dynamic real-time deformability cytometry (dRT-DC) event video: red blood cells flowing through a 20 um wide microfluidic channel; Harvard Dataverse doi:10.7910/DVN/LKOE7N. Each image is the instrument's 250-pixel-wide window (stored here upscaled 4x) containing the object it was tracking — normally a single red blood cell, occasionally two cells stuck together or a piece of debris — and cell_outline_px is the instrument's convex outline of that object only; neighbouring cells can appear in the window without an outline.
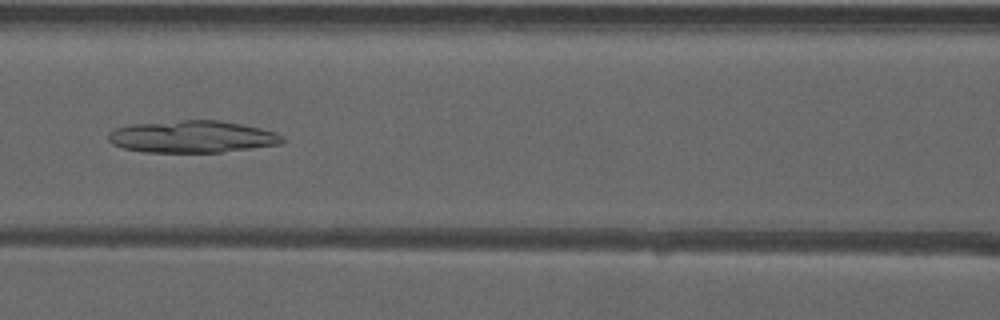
{"species": "common noctule bat (a hibernating species)", "species_latin": "Nyctalus noctula", "temperature_condition": "warm", "stored_images_in_passage": 51, "camera_frame_rate_fps": 3000, "um_per_image_px": 0.085, "animal": {"sex": "male", "forearm_length_mm": 52.5}, "frame": {"image": 1, "passage_image": 23, "time_ms": 7.333, "image_size_px": [1000, 320], "cell_outline_px": [[284, 140], [280, 144], [220, 152], [144, 152], [124, 148], [112, 144], [108, 140], [108, 132], [116, 128], [132, 124], [180, 120], [220, 120], [260, 128], [276, 132], [284, 136]], "centroid_in_image_um": [16.32, 11.61], "position_along_channel_um": 150.3, "area_um2": 32.48}}
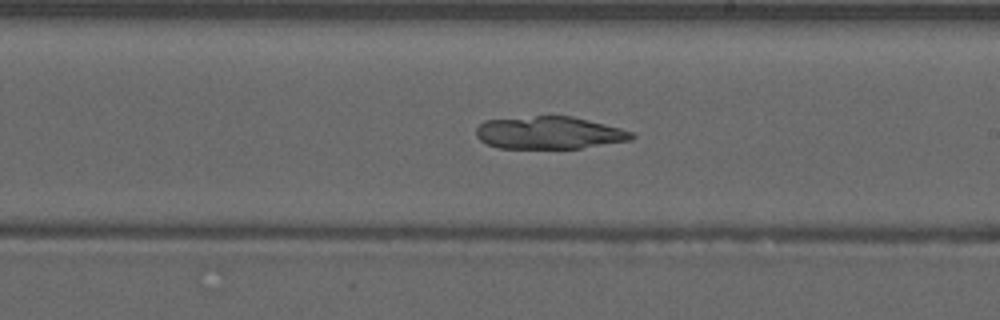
{"frame": {"image": 2, "passage_image": 30, "time_ms": 9.667, "image_size_px": [1000, 320], "cell_outline_px": [[636, 136], [632, 140], [580, 148], [500, 148], [488, 144], [480, 140], [476, 136], [476, 128], [484, 120], [536, 116], [572, 116], [620, 128], [632, 132]], "centroid_in_image_um": [46.68, 11.29], "position_along_channel_um": 242.3, "area_um2": 29.36}}
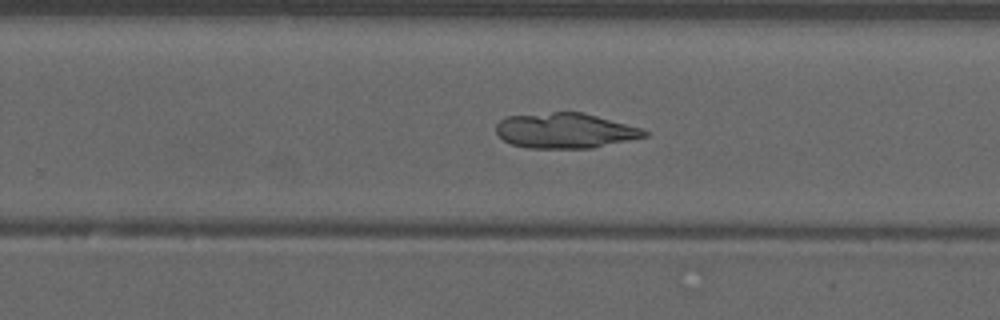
{"frame": {"image": 3, "passage_image": 33, "time_ms": 10.667, "image_size_px": [1000, 320], "cell_outline_px": [[648, 136], [592, 148], [528, 148], [512, 144], [504, 140], [496, 132], [496, 124], [500, 120], [508, 116], [552, 112], [584, 112], [640, 128], [648, 132]], "centroid_in_image_um": [48.02, 11.1], "position_along_channel_um": 281.8, "area_um2": 30.29}}